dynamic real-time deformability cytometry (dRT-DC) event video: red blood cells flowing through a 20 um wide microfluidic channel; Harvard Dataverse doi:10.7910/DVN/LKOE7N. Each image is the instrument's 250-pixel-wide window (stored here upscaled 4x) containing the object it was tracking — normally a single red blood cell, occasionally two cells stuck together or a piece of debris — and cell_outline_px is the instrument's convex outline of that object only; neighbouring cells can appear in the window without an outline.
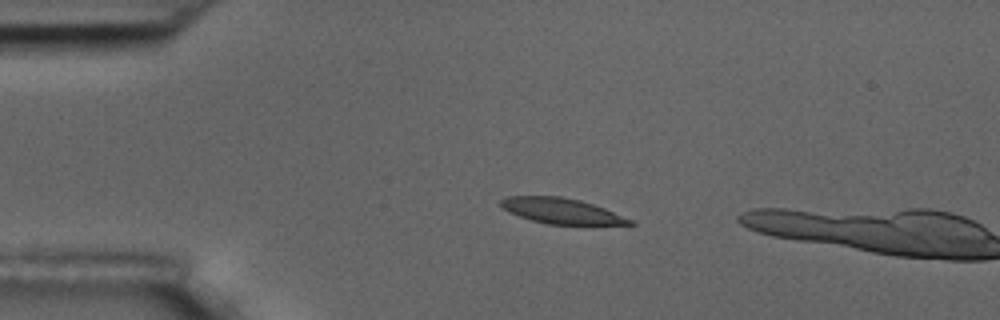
{"species": "common noctule bat (a hibernating species)", "species_latin": "Nyctalus noctula", "temperature_condition": "room temperature", "stored_images_in_passage": 4, "camera_frame_rate_fps": 3000, "um_per_image_px": 0.085, "animal": {"sex": "male", "body_mass_g": 17.5, "forearm_length_mm": 52.3}, "frame": {"image": 1, "passage_image": 3, "time_ms": 2.333, "image_size_px": [1000, 320], "cell_outline_px": [[636, 224], [548, 224], [532, 220], [508, 212], [496, 204], [504, 196], [560, 196], [580, 200], [604, 208], [636, 220]], "centroid_in_image_um": [47.69, 17.91], "position_along_channel_um": 37.3, "area_um2": 19.25}}